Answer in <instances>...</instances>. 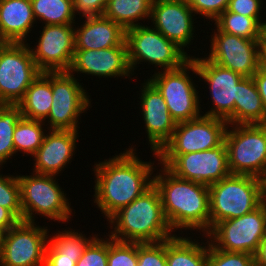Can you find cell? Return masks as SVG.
I'll use <instances>...</instances> for the list:
<instances>
[{
  "label": "cell",
  "instance_id": "11",
  "mask_svg": "<svg viewBox=\"0 0 266 266\" xmlns=\"http://www.w3.org/2000/svg\"><path fill=\"white\" fill-rule=\"evenodd\" d=\"M29 46L12 42L0 46V104L17 105L41 73Z\"/></svg>",
  "mask_w": 266,
  "mask_h": 266
},
{
  "label": "cell",
  "instance_id": "48",
  "mask_svg": "<svg viewBox=\"0 0 266 266\" xmlns=\"http://www.w3.org/2000/svg\"><path fill=\"white\" fill-rule=\"evenodd\" d=\"M264 181V191H265V196H266V177L263 179Z\"/></svg>",
  "mask_w": 266,
  "mask_h": 266
},
{
  "label": "cell",
  "instance_id": "32",
  "mask_svg": "<svg viewBox=\"0 0 266 266\" xmlns=\"http://www.w3.org/2000/svg\"><path fill=\"white\" fill-rule=\"evenodd\" d=\"M62 232L54 233V236H49V243L62 255L69 257H81L88 245L98 236L86 238L81 232L68 228Z\"/></svg>",
  "mask_w": 266,
  "mask_h": 266
},
{
  "label": "cell",
  "instance_id": "19",
  "mask_svg": "<svg viewBox=\"0 0 266 266\" xmlns=\"http://www.w3.org/2000/svg\"><path fill=\"white\" fill-rule=\"evenodd\" d=\"M69 72L72 75L76 72L98 76V78H118V76L131 78L133 74L128 61L126 42L99 50H75Z\"/></svg>",
  "mask_w": 266,
  "mask_h": 266
},
{
  "label": "cell",
  "instance_id": "2",
  "mask_svg": "<svg viewBox=\"0 0 266 266\" xmlns=\"http://www.w3.org/2000/svg\"><path fill=\"white\" fill-rule=\"evenodd\" d=\"M161 168L153 175V184L172 231L196 229L206 235L210 231L209 186L179 178L165 166Z\"/></svg>",
  "mask_w": 266,
  "mask_h": 266
},
{
  "label": "cell",
  "instance_id": "13",
  "mask_svg": "<svg viewBox=\"0 0 266 266\" xmlns=\"http://www.w3.org/2000/svg\"><path fill=\"white\" fill-rule=\"evenodd\" d=\"M48 233L35 222L19 221L5 234L0 266H44Z\"/></svg>",
  "mask_w": 266,
  "mask_h": 266
},
{
  "label": "cell",
  "instance_id": "21",
  "mask_svg": "<svg viewBox=\"0 0 266 266\" xmlns=\"http://www.w3.org/2000/svg\"><path fill=\"white\" fill-rule=\"evenodd\" d=\"M50 131V132H49ZM32 156L33 172L57 176L73 159L79 130H49Z\"/></svg>",
  "mask_w": 266,
  "mask_h": 266
},
{
  "label": "cell",
  "instance_id": "1",
  "mask_svg": "<svg viewBox=\"0 0 266 266\" xmlns=\"http://www.w3.org/2000/svg\"><path fill=\"white\" fill-rule=\"evenodd\" d=\"M136 148L94 164V203L106 219L129 205L153 185L154 163L140 160ZM152 176V177H151Z\"/></svg>",
  "mask_w": 266,
  "mask_h": 266
},
{
  "label": "cell",
  "instance_id": "3",
  "mask_svg": "<svg viewBox=\"0 0 266 266\" xmlns=\"http://www.w3.org/2000/svg\"><path fill=\"white\" fill-rule=\"evenodd\" d=\"M107 221L114 229L107 236L121 242H159L176 235L171 234L173 231L165 218L160 194L154 184Z\"/></svg>",
  "mask_w": 266,
  "mask_h": 266
},
{
  "label": "cell",
  "instance_id": "47",
  "mask_svg": "<svg viewBox=\"0 0 266 266\" xmlns=\"http://www.w3.org/2000/svg\"><path fill=\"white\" fill-rule=\"evenodd\" d=\"M6 231L2 228H0V253L3 247V243H4V237H5Z\"/></svg>",
  "mask_w": 266,
  "mask_h": 266
},
{
  "label": "cell",
  "instance_id": "10",
  "mask_svg": "<svg viewBox=\"0 0 266 266\" xmlns=\"http://www.w3.org/2000/svg\"><path fill=\"white\" fill-rule=\"evenodd\" d=\"M265 236L266 200L250 213L220 221L205 235L216 249L252 255L255 254Z\"/></svg>",
  "mask_w": 266,
  "mask_h": 266
},
{
  "label": "cell",
  "instance_id": "49",
  "mask_svg": "<svg viewBox=\"0 0 266 266\" xmlns=\"http://www.w3.org/2000/svg\"><path fill=\"white\" fill-rule=\"evenodd\" d=\"M4 42L0 39V46L3 44Z\"/></svg>",
  "mask_w": 266,
  "mask_h": 266
},
{
  "label": "cell",
  "instance_id": "43",
  "mask_svg": "<svg viewBox=\"0 0 266 266\" xmlns=\"http://www.w3.org/2000/svg\"><path fill=\"white\" fill-rule=\"evenodd\" d=\"M20 220L7 208L0 206V228L6 232Z\"/></svg>",
  "mask_w": 266,
  "mask_h": 266
},
{
  "label": "cell",
  "instance_id": "6",
  "mask_svg": "<svg viewBox=\"0 0 266 266\" xmlns=\"http://www.w3.org/2000/svg\"><path fill=\"white\" fill-rule=\"evenodd\" d=\"M228 123L216 117H200L177 123L171 138L153 156L167 167L178 155L213 149L224 142Z\"/></svg>",
  "mask_w": 266,
  "mask_h": 266
},
{
  "label": "cell",
  "instance_id": "35",
  "mask_svg": "<svg viewBox=\"0 0 266 266\" xmlns=\"http://www.w3.org/2000/svg\"><path fill=\"white\" fill-rule=\"evenodd\" d=\"M254 255L243 252H228L214 248L208 241L207 266H252Z\"/></svg>",
  "mask_w": 266,
  "mask_h": 266
},
{
  "label": "cell",
  "instance_id": "5",
  "mask_svg": "<svg viewBox=\"0 0 266 266\" xmlns=\"http://www.w3.org/2000/svg\"><path fill=\"white\" fill-rule=\"evenodd\" d=\"M17 178L20 185L22 221L35 222V214L59 223L70 220L72 208L69 199L54 179L55 176L33 172L29 176L17 175Z\"/></svg>",
  "mask_w": 266,
  "mask_h": 266
},
{
  "label": "cell",
  "instance_id": "15",
  "mask_svg": "<svg viewBox=\"0 0 266 266\" xmlns=\"http://www.w3.org/2000/svg\"><path fill=\"white\" fill-rule=\"evenodd\" d=\"M75 24L44 25L38 44L29 47L41 72L69 71L75 52Z\"/></svg>",
  "mask_w": 266,
  "mask_h": 266
},
{
  "label": "cell",
  "instance_id": "41",
  "mask_svg": "<svg viewBox=\"0 0 266 266\" xmlns=\"http://www.w3.org/2000/svg\"><path fill=\"white\" fill-rule=\"evenodd\" d=\"M80 257H69L60 254L49 242L45 252L44 266H76Z\"/></svg>",
  "mask_w": 266,
  "mask_h": 266
},
{
  "label": "cell",
  "instance_id": "39",
  "mask_svg": "<svg viewBox=\"0 0 266 266\" xmlns=\"http://www.w3.org/2000/svg\"><path fill=\"white\" fill-rule=\"evenodd\" d=\"M262 0H230L227 10L246 17L261 18Z\"/></svg>",
  "mask_w": 266,
  "mask_h": 266
},
{
  "label": "cell",
  "instance_id": "40",
  "mask_svg": "<svg viewBox=\"0 0 266 266\" xmlns=\"http://www.w3.org/2000/svg\"><path fill=\"white\" fill-rule=\"evenodd\" d=\"M107 3L108 0H73L74 14L82 17L102 16Z\"/></svg>",
  "mask_w": 266,
  "mask_h": 266
},
{
  "label": "cell",
  "instance_id": "44",
  "mask_svg": "<svg viewBox=\"0 0 266 266\" xmlns=\"http://www.w3.org/2000/svg\"><path fill=\"white\" fill-rule=\"evenodd\" d=\"M254 262L259 266H266V236L261 240L254 254Z\"/></svg>",
  "mask_w": 266,
  "mask_h": 266
},
{
  "label": "cell",
  "instance_id": "14",
  "mask_svg": "<svg viewBox=\"0 0 266 266\" xmlns=\"http://www.w3.org/2000/svg\"><path fill=\"white\" fill-rule=\"evenodd\" d=\"M195 60L198 76L209 85V92L213 107L204 115L226 120L228 125H234V103L237 99V83L242 75L228 68L222 67L207 56L205 58L192 57Z\"/></svg>",
  "mask_w": 266,
  "mask_h": 266
},
{
  "label": "cell",
  "instance_id": "26",
  "mask_svg": "<svg viewBox=\"0 0 266 266\" xmlns=\"http://www.w3.org/2000/svg\"><path fill=\"white\" fill-rule=\"evenodd\" d=\"M202 246L191 237L177 236L166 239L167 266H207L208 241Z\"/></svg>",
  "mask_w": 266,
  "mask_h": 266
},
{
  "label": "cell",
  "instance_id": "8",
  "mask_svg": "<svg viewBox=\"0 0 266 266\" xmlns=\"http://www.w3.org/2000/svg\"><path fill=\"white\" fill-rule=\"evenodd\" d=\"M224 142L231 174L266 177V124L228 125Z\"/></svg>",
  "mask_w": 266,
  "mask_h": 266
},
{
  "label": "cell",
  "instance_id": "24",
  "mask_svg": "<svg viewBox=\"0 0 266 266\" xmlns=\"http://www.w3.org/2000/svg\"><path fill=\"white\" fill-rule=\"evenodd\" d=\"M266 124V111L252 77L237 83L234 103V125Z\"/></svg>",
  "mask_w": 266,
  "mask_h": 266
},
{
  "label": "cell",
  "instance_id": "17",
  "mask_svg": "<svg viewBox=\"0 0 266 266\" xmlns=\"http://www.w3.org/2000/svg\"><path fill=\"white\" fill-rule=\"evenodd\" d=\"M211 36L208 59L243 77H252L258 70L259 40L245 39L221 32L216 27Z\"/></svg>",
  "mask_w": 266,
  "mask_h": 266
},
{
  "label": "cell",
  "instance_id": "27",
  "mask_svg": "<svg viewBox=\"0 0 266 266\" xmlns=\"http://www.w3.org/2000/svg\"><path fill=\"white\" fill-rule=\"evenodd\" d=\"M152 4L153 0H108L103 15L127 30L139 26L137 21L150 19Z\"/></svg>",
  "mask_w": 266,
  "mask_h": 266
},
{
  "label": "cell",
  "instance_id": "29",
  "mask_svg": "<svg viewBox=\"0 0 266 266\" xmlns=\"http://www.w3.org/2000/svg\"><path fill=\"white\" fill-rule=\"evenodd\" d=\"M34 17L45 25L74 24L73 0H30Z\"/></svg>",
  "mask_w": 266,
  "mask_h": 266
},
{
  "label": "cell",
  "instance_id": "33",
  "mask_svg": "<svg viewBox=\"0 0 266 266\" xmlns=\"http://www.w3.org/2000/svg\"><path fill=\"white\" fill-rule=\"evenodd\" d=\"M138 242H121L108 238L107 266H137Z\"/></svg>",
  "mask_w": 266,
  "mask_h": 266
},
{
  "label": "cell",
  "instance_id": "7",
  "mask_svg": "<svg viewBox=\"0 0 266 266\" xmlns=\"http://www.w3.org/2000/svg\"><path fill=\"white\" fill-rule=\"evenodd\" d=\"M189 70L198 76L192 56L181 67L159 70L148 79L163 96L168 111L176 123L193 120L202 115L197 86L189 76Z\"/></svg>",
  "mask_w": 266,
  "mask_h": 266
},
{
  "label": "cell",
  "instance_id": "34",
  "mask_svg": "<svg viewBox=\"0 0 266 266\" xmlns=\"http://www.w3.org/2000/svg\"><path fill=\"white\" fill-rule=\"evenodd\" d=\"M0 206L9 209L22 221L20 185L17 175H0Z\"/></svg>",
  "mask_w": 266,
  "mask_h": 266
},
{
  "label": "cell",
  "instance_id": "36",
  "mask_svg": "<svg viewBox=\"0 0 266 266\" xmlns=\"http://www.w3.org/2000/svg\"><path fill=\"white\" fill-rule=\"evenodd\" d=\"M137 266H167L166 240L159 242H138Z\"/></svg>",
  "mask_w": 266,
  "mask_h": 266
},
{
  "label": "cell",
  "instance_id": "37",
  "mask_svg": "<svg viewBox=\"0 0 266 266\" xmlns=\"http://www.w3.org/2000/svg\"><path fill=\"white\" fill-rule=\"evenodd\" d=\"M107 263L108 238L104 240L97 236L85 249L76 266H107Z\"/></svg>",
  "mask_w": 266,
  "mask_h": 266
},
{
  "label": "cell",
  "instance_id": "30",
  "mask_svg": "<svg viewBox=\"0 0 266 266\" xmlns=\"http://www.w3.org/2000/svg\"><path fill=\"white\" fill-rule=\"evenodd\" d=\"M44 121L21 117L13 133L15 154L19 151L33 156L42 145L45 131Z\"/></svg>",
  "mask_w": 266,
  "mask_h": 266
},
{
  "label": "cell",
  "instance_id": "25",
  "mask_svg": "<svg viewBox=\"0 0 266 266\" xmlns=\"http://www.w3.org/2000/svg\"><path fill=\"white\" fill-rule=\"evenodd\" d=\"M52 98L51 72H41L17 105L23 117L46 122L52 107Z\"/></svg>",
  "mask_w": 266,
  "mask_h": 266
},
{
  "label": "cell",
  "instance_id": "45",
  "mask_svg": "<svg viewBox=\"0 0 266 266\" xmlns=\"http://www.w3.org/2000/svg\"><path fill=\"white\" fill-rule=\"evenodd\" d=\"M258 66L266 70V44L261 39L258 42Z\"/></svg>",
  "mask_w": 266,
  "mask_h": 266
},
{
  "label": "cell",
  "instance_id": "22",
  "mask_svg": "<svg viewBox=\"0 0 266 266\" xmlns=\"http://www.w3.org/2000/svg\"><path fill=\"white\" fill-rule=\"evenodd\" d=\"M85 19L80 28H74L75 50L111 48L125 41V30L104 15Z\"/></svg>",
  "mask_w": 266,
  "mask_h": 266
},
{
  "label": "cell",
  "instance_id": "4",
  "mask_svg": "<svg viewBox=\"0 0 266 266\" xmlns=\"http://www.w3.org/2000/svg\"><path fill=\"white\" fill-rule=\"evenodd\" d=\"M210 229L222 220L241 217L265 200L264 181L252 175L231 174L209 186Z\"/></svg>",
  "mask_w": 266,
  "mask_h": 266
},
{
  "label": "cell",
  "instance_id": "16",
  "mask_svg": "<svg viewBox=\"0 0 266 266\" xmlns=\"http://www.w3.org/2000/svg\"><path fill=\"white\" fill-rule=\"evenodd\" d=\"M167 168L177 177L210 186L231 175L226 144L178 155Z\"/></svg>",
  "mask_w": 266,
  "mask_h": 266
},
{
  "label": "cell",
  "instance_id": "23",
  "mask_svg": "<svg viewBox=\"0 0 266 266\" xmlns=\"http://www.w3.org/2000/svg\"><path fill=\"white\" fill-rule=\"evenodd\" d=\"M36 19L30 0H0V39L25 43Z\"/></svg>",
  "mask_w": 266,
  "mask_h": 266
},
{
  "label": "cell",
  "instance_id": "38",
  "mask_svg": "<svg viewBox=\"0 0 266 266\" xmlns=\"http://www.w3.org/2000/svg\"><path fill=\"white\" fill-rule=\"evenodd\" d=\"M188 5L194 11V14H199L206 19L214 20L223 13L229 4L230 0H186Z\"/></svg>",
  "mask_w": 266,
  "mask_h": 266
},
{
  "label": "cell",
  "instance_id": "42",
  "mask_svg": "<svg viewBox=\"0 0 266 266\" xmlns=\"http://www.w3.org/2000/svg\"><path fill=\"white\" fill-rule=\"evenodd\" d=\"M252 78L256 84L258 93L262 98L263 106L266 111V70L258 68Z\"/></svg>",
  "mask_w": 266,
  "mask_h": 266
},
{
  "label": "cell",
  "instance_id": "12",
  "mask_svg": "<svg viewBox=\"0 0 266 266\" xmlns=\"http://www.w3.org/2000/svg\"><path fill=\"white\" fill-rule=\"evenodd\" d=\"M69 71L51 72L52 107L46 118L48 130H78L80 114L91 106L79 79Z\"/></svg>",
  "mask_w": 266,
  "mask_h": 266
},
{
  "label": "cell",
  "instance_id": "31",
  "mask_svg": "<svg viewBox=\"0 0 266 266\" xmlns=\"http://www.w3.org/2000/svg\"><path fill=\"white\" fill-rule=\"evenodd\" d=\"M21 117L18 105L0 104V167L15 154L13 133Z\"/></svg>",
  "mask_w": 266,
  "mask_h": 266
},
{
  "label": "cell",
  "instance_id": "9",
  "mask_svg": "<svg viewBox=\"0 0 266 266\" xmlns=\"http://www.w3.org/2000/svg\"><path fill=\"white\" fill-rule=\"evenodd\" d=\"M146 24L125 30L128 61L132 73L140 62H148L160 67V70H172L181 67L191 57L174 42L167 39L153 25ZM163 67V69H162Z\"/></svg>",
  "mask_w": 266,
  "mask_h": 266
},
{
  "label": "cell",
  "instance_id": "46",
  "mask_svg": "<svg viewBox=\"0 0 266 266\" xmlns=\"http://www.w3.org/2000/svg\"><path fill=\"white\" fill-rule=\"evenodd\" d=\"M260 39L266 44V21H263L261 24V38Z\"/></svg>",
  "mask_w": 266,
  "mask_h": 266
},
{
  "label": "cell",
  "instance_id": "20",
  "mask_svg": "<svg viewBox=\"0 0 266 266\" xmlns=\"http://www.w3.org/2000/svg\"><path fill=\"white\" fill-rule=\"evenodd\" d=\"M140 90V110L150 150L156 154L162 146L171 138L176 122L168 111L167 104L158 89L147 79Z\"/></svg>",
  "mask_w": 266,
  "mask_h": 266
},
{
  "label": "cell",
  "instance_id": "28",
  "mask_svg": "<svg viewBox=\"0 0 266 266\" xmlns=\"http://www.w3.org/2000/svg\"><path fill=\"white\" fill-rule=\"evenodd\" d=\"M214 21L215 27L221 32L250 40L261 38V18L246 17L226 9Z\"/></svg>",
  "mask_w": 266,
  "mask_h": 266
},
{
  "label": "cell",
  "instance_id": "18",
  "mask_svg": "<svg viewBox=\"0 0 266 266\" xmlns=\"http://www.w3.org/2000/svg\"><path fill=\"white\" fill-rule=\"evenodd\" d=\"M194 11L186 0H153L150 20L154 29L184 48L191 45L195 28Z\"/></svg>",
  "mask_w": 266,
  "mask_h": 266
}]
</instances>
